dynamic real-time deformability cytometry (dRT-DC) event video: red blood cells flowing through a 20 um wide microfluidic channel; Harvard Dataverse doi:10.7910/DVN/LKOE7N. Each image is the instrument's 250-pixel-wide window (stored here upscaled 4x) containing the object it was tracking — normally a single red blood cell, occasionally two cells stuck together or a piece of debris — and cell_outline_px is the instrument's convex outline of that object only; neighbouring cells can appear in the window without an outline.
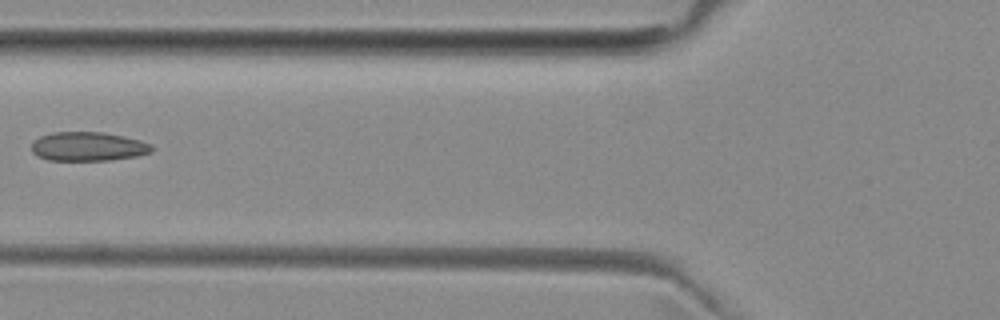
{"species": "common noctule bat (a hibernating species)", "species_latin": "Nyctalus noctula", "temperature_condition": "room temperature", "stored_images_in_passage": 7, "camera_frame_rate_fps": 3000, "um_per_image_px": 0.085, "animal": {"sex": "female", "body_mass_g": 29.2, "forearm_length_mm": 56.3}, "frame": {"image": 1, "passage_image": 6, "time_ms": 6.0, "image_size_px": [1000, 320], "cell_outline_px": [[152, 152], [136, 156], [112, 160], [48, 160], [36, 156], [32, 152], [32, 144], [40, 136], [52, 132], [104, 132], [124, 136], [140, 140], [152, 144]], "centroid_in_image_um": [7.49, 12.45], "position_along_channel_um": 118.3, "area_um2": 20.4}}
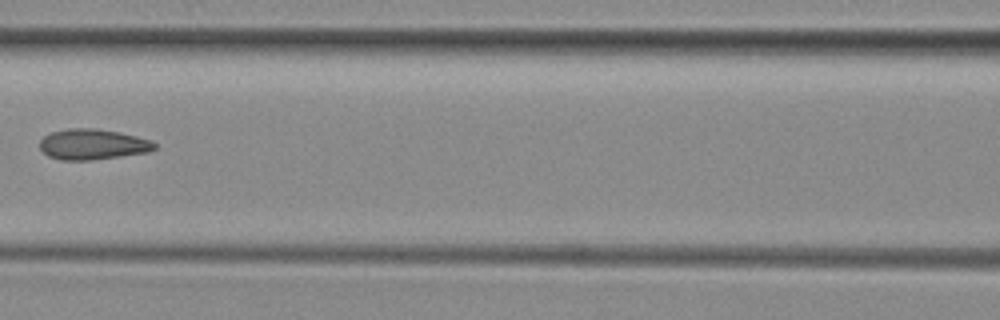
{"frame": {"image": 2, "passage_image": 7, "time_ms": 7.0, "image_size_px": [1000, 320], "cell_outline_px": [[156, 148], [148, 152], [92, 160], [60, 160], [48, 156], [40, 148], [40, 140], [44, 136], [52, 132], [68, 128], [96, 128], [120, 132], [152, 140], [156, 144]], "centroid_in_image_um": [7.88, 12.26], "position_along_channel_um": 158.7, "area_um2": 20.52}}